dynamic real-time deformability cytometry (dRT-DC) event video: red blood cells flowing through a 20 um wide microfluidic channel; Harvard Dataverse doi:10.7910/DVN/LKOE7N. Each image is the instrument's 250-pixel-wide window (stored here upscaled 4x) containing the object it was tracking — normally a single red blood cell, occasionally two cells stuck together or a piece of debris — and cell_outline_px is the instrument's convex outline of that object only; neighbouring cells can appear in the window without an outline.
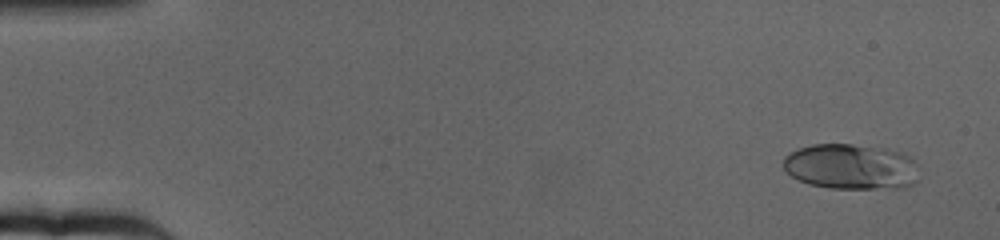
{"species": "human", "species_latin": "Homo sapiens", "temperature_condition": "cold", "stored_images_in_passage": 65, "camera_frame_rate_fps": 3000, "um_per_image_px": 0.085, "donor": {"sex": "female"}, "frame": {"image": 1, "passage_image": 4, "time_ms": 1.0, "image_size_px": [1000, 240], "cell_outline_px": [[916, 180], [912, 184], [896, 188], [832, 188], [808, 184], [792, 176], [784, 168], [784, 156], [800, 148], [812, 144], [852, 144], [884, 148], [904, 152], [916, 164]], "centroid_in_image_um": [72.33, 14.16], "position_along_channel_um": 12.7, "area_um2": 35.72}}
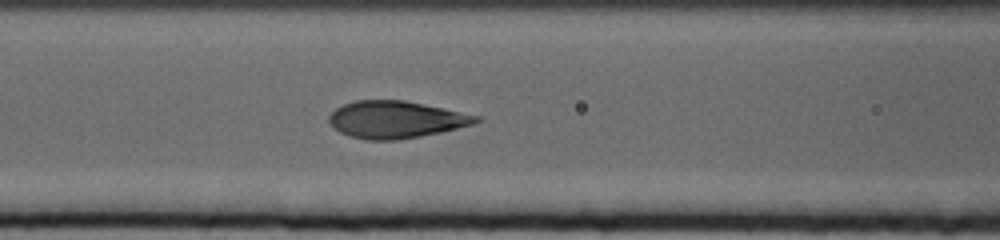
{"frame": {"image": 2, "passage_image": 28, "time_ms": 9.0, "image_size_px": [1000, 240], "cell_outline_px": [[484, 120], [476, 124], [440, 132], [420, 136], [396, 140], [364, 140], [340, 132], [328, 120], [328, 116], [336, 108], [344, 104], [356, 100], [404, 100], [480, 116]], "centroid_in_image_um": [33.68, 10.16], "position_along_channel_um": 132.9, "area_um2": 31.67}}
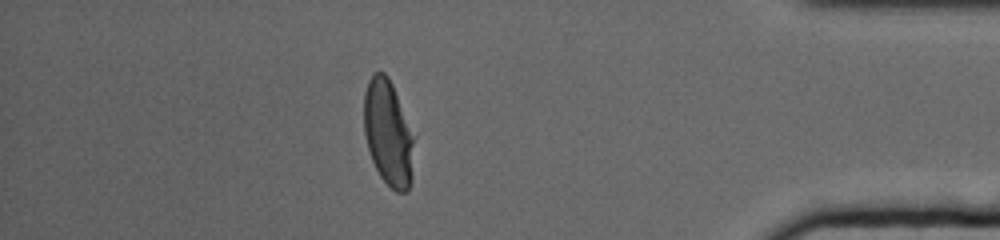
{"frame": {"image": 3, "passage_image": 57, "time_ms": 18.667, "image_size_px": [1000, 240], "cell_outline_px": [[416, 136], [412, 180], [408, 192], [396, 192], [380, 176], [372, 160], [368, 148], [364, 132], [364, 92], [368, 80], [376, 72], [384, 72], [388, 76], [392, 84]], "centroid_in_image_um": [33.04, 11.33], "position_along_channel_um": 402.2, "area_um2": 31.5}, "authors_computed_cell_mechanics": {"area_um2": 32.7148, "velocity_mm_per_s": 3.1634, "shape_relaxation_time_tau1_ms": 4.4059, "shape_relaxation_time_tau2_ms": null, "deformation_change_tau1": 0.2042, "deformation_change_tau2": null}}